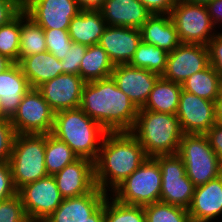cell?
<instances>
[{"label":"cell","instance_id":"6da1fadb","mask_svg":"<svg viewBox=\"0 0 222 222\" xmlns=\"http://www.w3.org/2000/svg\"><path fill=\"white\" fill-rule=\"evenodd\" d=\"M79 108L108 132L131 131L139 112L112 76L86 82Z\"/></svg>","mask_w":222,"mask_h":222},{"label":"cell","instance_id":"7a4b0ae2","mask_svg":"<svg viewBox=\"0 0 222 222\" xmlns=\"http://www.w3.org/2000/svg\"><path fill=\"white\" fill-rule=\"evenodd\" d=\"M148 158L130 131L107 132L96 161L95 183L110 193Z\"/></svg>","mask_w":222,"mask_h":222},{"label":"cell","instance_id":"3957f363","mask_svg":"<svg viewBox=\"0 0 222 222\" xmlns=\"http://www.w3.org/2000/svg\"><path fill=\"white\" fill-rule=\"evenodd\" d=\"M108 131L82 109L55 112L51 134L65 142L78 158L96 161Z\"/></svg>","mask_w":222,"mask_h":222},{"label":"cell","instance_id":"277c9868","mask_svg":"<svg viewBox=\"0 0 222 222\" xmlns=\"http://www.w3.org/2000/svg\"><path fill=\"white\" fill-rule=\"evenodd\" d=\"M148 157L177 154L183 135L176 115L139 109L130 131Z\"/></svg>","mask_w":222,"mask_h":222},{"label":"cell","instance_id":"5b68a950","mask_svg":"<svg viewBox=\"0 0 222 222\" xmlns=\"http://www.w3.org/2000/svg\"><path fill=\"white\" fill-rule=\"evenodd\" d=\"M9 164L17 191L47 176L45 134H16Z\"/></svg>","mask_w":222,"mask_h":222},{"label":"cell","instance_id":"8992f818","mask_svg":"<svg viewBox=\"0 0 222 222\" xmlns=\"http://www.w3.org/2000/svg\"><path fill=\"white\" fill-rule=\"evenodd\" d=\"M177 155L183 160L187 177L200 186L222 174V164L206 134H183Z\"/></svg>","mask_w":222,"mask_h":222},{"label":"cell","instance_id":"52a82bcc","mask_svg":"<svg viewBox=\"0 0 222 222\" xmlns=\"http://www.w3.org/2000/svg\"><path fill=\"white\" fill-rule=\"evenodd\" d=\"M161 169L153 157H148L130 176L109 195L117 201L145 206L160 201Z\"/></svg>","mask_w":222,"mask_h":222},{"label":"cell","instance_id":"ba28073f","mask_svg":"<svg viewBox=\"0 0 222 222\" xmlns=\"http://www.w3.org/2000/svg\"><path fill=\"white\" fill-rule=\"evenodd\" d=\"M170 17L181 43L208 45L217 33L206 5L178 0Z\"/></svg>","mask_w":222,"mask_h":222},{"label":"cell","instance_id":"9c48e42d","mask_svg":"<svg viewBox=\"0 0 222 222\" xmlns=\"http://www.w3.org/2000/svg\"><path fill=\"white\" fill-rule=\"evenodd\" d=\"M161 169L160 201L188 209L195 186L187 177L183 160L177 155L153 157Z\"/></svg>","mask_w":222,"mask_h":222},{"label":"cell","instance_id":"30bf717a","mask_svg":"<svg viewBox=\"0 0 222 222\" xmlns=\"http://www.w3.org/2000/svg\"><path fill=\"white\" fill-rule=\"evenodd\" d=\"M54 114L41 93L31 88L10 120L16 134H48L53 129Z\"/></svg>","mask_w":222,"mask_h":222},{"label":"cell","instance_id":"8fae6325","mask_svg":"<svg viewBox=\"0 0 222 222\" xmlns=\"http://www.w3.org/2000/svg\"><path fill=\"white\" fill-rule=\"evenodd\" d=\"M30 222H43L61 204L63 197L53 175L24 185L17 191Z\"/></svg>","mask_w":222,"mask_h":222},{"label":"cell","instance_id":"7c38bea8","mask_svg":"<svg viewBox=\"0 0 222 222\" xmlns=\"http://www.w3.org/2000/svg\"><path fill=\"white\" fill-rule=\"evenodd\" d=\"M23 10L43 29L61 30L81 11L76 0H23Z\"/></svg>","mask_w":222,"mask_h":222},{"label":"cell","instance_id":"4fadbf2b","mask_svg":"<svg viewBox=\"0 0 222 222\" xmlns=\"http://www.w3.org/2000/svg\"><path fill=\"white\" fill-rule=\"evenodd\" d=\"M208 65L209 50L207 45L181 43L168 53L166 69L162 77L182 84L192 74L202 71Z\"/></svg>","mask_w":222,"mask_h":222},{"label":"cell","instance_id":"5bb4252c","mask_svg":"<svg viewBox=\"0 0 222 222\" xmlns=\"http://www.w3.org/2000/svg\"><path fill=\"white\" fill-rule=\"evenodd\" d=\"M183 134H205L216 121L215 102L182 90L176 113Z\"/></svg>","mask_w":222,"mask_h":222},{"label":"cell","instance_id":"9a60e30c","mask_svg":"<svg viewBox=\"0 0 222 222\" xmlns=\"http://www.w3.org/2000/svg\"><path fill=\"white\" fill-rule=\"evenodd\" d=\"M85 83L80 75L64 73L42 83L36 89L49 103L50 108L58 112L79 108Z\"/></svg>","mask_w":222,"mask_h":222},{"label":"cell","instance_id":"2e32d148","mask_svg":"<svg viewBox=\"0 0 222 222\" xmlns=\"http://www.w3.org/2000/svg\"><path fill=\"white\" fill-rule=\"evenodd\" d=\"M112 78L118 88L123 91L138 108H142L148 100L157 79L160 75L133 67L130 64L114 66Z\"/></svg>","mask_w":222,"mask_h":222},{"label":"cell","instance_id":"e0dca14e","mask_svg":"<svg viewBox=\"0 0 222 222\" xmlns=\"http://www.w3.org/2000/svg\"><path fill=\"white\" fill-rule=\"evenodd\" d=\"M53 177L64 199L82 196L96 187L94 162L86 158H78Z\"/></svg>","mask_w":222,"mask_h":222},{"label":"cell","instance_id":"ac0fdd59","mask_svg":"<svg viewBox=\"0 0 222 222\" xmlns=\"http://www.w3.org/2000/svg\"><path fill=\"white\" fill-rule=\"evenodd\" d=\"M141 41L140 29L107 25L98 44L116 66L129 64Z\"/></svg>","mask_w":222,"mask_h":222},{"label":"cell","instance_id":"d6986e66","mask_svg":"<svg viewBox=\"0 0 222 222\" xmlns=\"http://www.w3.org/2000/svg\"><path fill=\"white\" fill-rule=\"evenodd\" d=\"M187 210L193 222H214L222 216V174L195 187Z\"/></svg>","mask_w":222,"mask_h":222},{"label":"cell","instance_id":"ffe728a7","mask_svg":"<svg viewBox=\"0 0 222 222\" xmlns=\"http://www.w3.org/2000/svg\"><path fill=\"white\" fill-rule=\"evenodd\" d=\"M108 193L97 186L89 193L65 198L43 222H86L105 201Z\"/></svg>","mask_w":222,"mask_h":222},{"label":"cell","instance_id":"44dd1931","mask_svg":"<svg viewBox=\"0 0 222 222\" xmlns=\"http://www.w3.org/2000/svg\"><path fill=\"white\" fill-rule=\"evenodd\" d=\"M31 89L18 63L0 73L1 117L11 119L24 95Z\"/></svg>","mask_w":222,"mask_h":222},{"label":"cell","instance_id":"7402d4cb","mask_svg":"<svg viewBox=\"0 0 222 222\" xmlns=\"http://www.w3.org/2000/svg\"><path fill=\"white\" fill-rule=\"evenodd\" d=\"M108 26L140 29L151 13L138 0H105L100 10Z\"/></svg>","mask_w":222,"mask_h":222},{"label":"cell","instance_id":"603a6c76","mask_svg":"<svg viewBox=\"0 0 222 222\" xmlns=\"http://www.w3.org/2000/svg\"><path fill=\"white\" fill-rule=\"evenodd\" d=\"M140 32L143 42L164 49L168 53L181 44L170 14H151L141 26Z\"/></svg>","mask_w":222,"mask_h":222},{"label":"cell","instance_id":"cb8c5ba5","mask_svg":"<svg viewBox=\"0 0 222 222\" xmlns=\"http://www.w3.org/2000/svg\"><path fill=\"white\" fill-rule=\"evenodd\" d=\"M18 64L31 88L63 74L62 62L48 51L24 57Z\"/></svg>","mask_w":222,"mask_h":222},{"label":"cell","instance_id":"d4e9b609","mask_svg":"<svg viewBox=\"0 0 222 222\" xmlns=\"http://www.w3.org/2000/svg\"><path fill=\"white\" fill-rule=\"evenodd\" d=\"M106 26L101 11L81 10L71 20L68 33L74 43L91 46L98 44Z\"/></svg>","mask_w":222,"mask_h":222},{"label":"cell","instance_id":"484cf974","mask_svg":"<svg viewBox=\"0 0 222 222\" xmlns=\"http://www.w3.org/2000/svg\"><path fill=\"white\" fill-rule=\"evenodd\" d=\"M181 91V84L160 76L150 92L147 102L139 109L176 115Z\"/></svg>","mask_w":222,"mask_h":222},{"label":"cell","instance_id":"4316f807","mask_svg":"<svg viewBox=\"0 0 222 222\" xmlns=\"http://www.w3.org/2000/svg\"><path fill=\"white\" fill-rule=\"evenodd\" d=\"M114 64L107 52L99 45L88 46L80 63L79 75L85 82L108 78L112 75Z\"/></svg>","mask_w":222,"mask_h":222},{"label":"cell","instance_id":"83f0119b","mask_svg":"<svg viewBox=\"0 0 222 222\" xmlns=\"http://www.w3.org/2000/svg\"><path fill=\"white\" fill-rule=\"evenodd\" d=\"M220 75L209 64L200 72L192 74L181 85L182 90L215 102L220 95Z\"/></svg>","mask_w":222,"mask_h":222},{"label":"cell","instance_id":"f1b7e54d","mask_svg":"<svg viewBox=\"0 0 222 222\" xmlns=\"http://www.w3.org/2000/svg\"><path fill=\"white\" fill-rule=\"evenodd\" d=\"M47 51L44 29L37 25L26 12H21L19 62L29 55Z\"/></svg>","mask_w":222,"mask_h":222},{"label":"cell","instance_id":"f546056e","mask_svg":"<svg viewBox=\"0 0 222 222\" xmlns=\"http://www.w3.org/2000/svg\"><path fill=\"white\" fill-rule=\"evenodd\" d=\"M78 159L73 150L51 133L45 134V166L48 175H54Z\"/></svg>","mask_w":222,"mask_h":222},{"label":"cell","instance_id":"4dcf8cb0","mask_svg":"<svg viewBox=\"0 0 222 222\" xmlns=\"http://www.w3.org/2000/svg\"><path fill=\"white\" fill-rule=\"evenodd\" d=\"M167 57L168 52L164 49L141 41L129 64L162 76L166 69Z\"/></svg>","mask_w":222,"mask_h":222},{"label":"cell","instance_id":"1f68e13d","mask_svg":"<svg viewBox=\"0 0 222 222\" xmlns=\"http://www.w3.org/2000/svg\"><path fill=\"white\" fill-rule=\"evenodd\" d=\"M104 222H146L144 208L123 204L108 194L104 201Z\"/></svg>","mask_w":222,"mask_h":222},{"label":"cell","instance_id":"d6a6232c","mask_svg":"<svg viewBox=\"0 0 222 222\" xmlns=\"http://www.w3.org/2000/svg\"><path fill=\"white\" fill-rule=\"evenodd\" d=\"M146 222H191V217L186 208L167 204L164 202H154L143 206Z\"/></svg>","mask_w":222,"mask_h":222},{"label":"cell","instance_id":"836d02e7","mask_svg":"<svg viewBox=\"0 0 222 222\" xmlns=\"http://www.w3.org/2000/svg\"><path fill=\"white\" fill-rule=\"evenodd\" d=\"M21 13L0 27V54L13 63H19Z\"/></svg>","mask_w":222,"mask_h":222},{"label":"cell","instance_id":"e575fe53","mask_svg":"<svg viewBox=\"0 0 222 222\" xmlns=\"http://www.w3.org/2000/svg\"><path fill=\"white\" fill-rule=\"evenodd\" d=\"M44 34L47 51L61 61L73 43L68 30L44 29Z\"/></svg>","mask_w":222,"mask_h":222},{"label":"cell","instance_id":"d590c367","mask_svg":"<svg viewBox=\"0 0 222 222\" xmlns=\"http://www.w3.org/2000/svg\"><path fill=\"white\" fill-rule=\"evenodd\" d=\"M0 222H30L18 193L0 201Z\"/></svg>","mask_w":222,"mask_h":222},{"label":"cell","instance_id":"8d00e7d4","mask_svg":"<svg viewBox=\"0 0 222 222\" xmlns=\"http://www.w3.org/2000/svg\"><path fill=\"white\" fill-rule=\"evenodd\" d=\"M15 136L11 120L0 117V162H9Z\"/></svg>","mask_w":222,"mask_h":222},{"label":"cell","instance_id":"74e56055","mask_svg":"<svg viewBox=\"0 0 222 222\" xmlns=\"http://www.w3.org/2000/svg\"><path fill=\"white\" fill-rule=\"evenodd\" d=\"M88 46L72 43L68 51L65 53L64 58L61 60L63 74H76L79 75L80 63L83 59Z\"/></svg>","mask_w":222,"mask_h":222},{"label":"cell","instance_id":"f35d334b","mask_svg":"<svg viewBox=\"0 0 222 222\" xmlns=\"http://www.w3.org/2000/svg\"><path fill=\"white\" fill-rule=\"evenodd\" d=\"M17 194L9 162H0V201Z\"/></svg>","mask_w":222,"mask_h":222},{"label":"cell","instance_id":"ab89813d","mask_svg":"<svg viewBox=\"0 0 222 222\" xmlns=\"http://www.w3.org/2000/svg\"><path fill=\"white\" fill-rule=\"evenodd\" d=\"M209 64L222 78V32H217L208 43Z\"/></svg>","mask_w":222,"mask_h":222},{"label":"cell","instance_id":"60d3db41","mask_svg":"<svg viewBox=\"0 0 222 222\" xmlns=\"http://www.w3.org/2000/svg\"><path fill=\"white\" fill-rule=\"evenodd\" d=\"M23 11V0H0V27L14 20Z\"/></svg>","mask_w":222,"mask_h":222},{"label":"cell","instance_id":"b9f144b4","mask_svg":"<svg viewBox=\"0 0 222 222\" xmlns=\"http://www.w3.org/2000/svg\"><path fill=\"white\" fill-rule=\"evenodd\" d=\"M151 14H170L178 0H138Z\"/></svg>","mask_w":222,"mask_h":222},{"label":"cell","instance_id":"7bdbcfd3","mask_svg":"<svg viewBox=\"0 0 222 222\" xmlns=\"http://www.w3.org/2000/svg\"><path fill=\"white\" fill-rule=\"evenodd\" d=\"M205 134L222 164V124L215 123Z\"/></svg>","mask_w":222,"mask_h":222},{"label":"cell","instance_id":"ee69618b","mask_svg":"<svg viewBox=\"0 0 222 222\" xmlns=\"http://www.w3.org/2000/svg\"><path fill=\"white\" fill-rule=\"evenodd\" d=\"M206 7L215 28L222 27V0H213L210 3H208Z\"/></svg>","mask_w":222,"mask_h":222},{"label":"cell","instance_id":"f6af8a7d","mask_svg":"<svg viewBox=\"0 0 222 222\" xmlns=\"http://www.w3.org/2000/svg\"><path fill=\"white\" fill-rule=\"evenodd\" d=\"M81 10L100 11L105 0H76Z\"/></svg>","mask_w":222,"mask_h":222},{"label":"cell","instance_id":"bcb514c9","mask_svg":"<svg viewBox=\"0 0 222 222\" xmlns=\"http://www.w3.org/2000/svg\"><path fill=\"white\" fill-rule=\"evenodd\" d=\"M86 222H104V203L87 218Z\"/></svg>","mask_w":222,"mask_h":222},{"label":"cell","instance_id":"7dc6e473","mask_svg":"<svg viewBox=\"0 0 222 222\" xmlns=\"http://www.w3.org/2000/svg\"><path fill=\"white\" fill-rule=\"evenodd\" d=\"M215 112H216V121L219 124H222V96L219 97L215 101Z\"/></svg>","mask_w":222,"mask_h":222},{"label":"cell","instance_id":"c3c4849f","mask_svg":"<svg viewBox=\"0 0 222 222\" xmlns=\"http://www.w3.org/2000/svg\"><path fill=\"white\" fill-rule=\"evenodd\" d=\"M12 64L13 62L11 60H9L7 57L0 54V73L4 72Z\"/></svg>","mask_w":222,"mask_h":222},{"label":"cell","instance_id":"681fc988","mask_svg":"<svg viewBox=\"0 0 222 222\" xmlns=\"http://www.w3.org/2000/svg\"><path fill=\"white\" fill-rule=\"evenodd\" d=\"M182 1L195 3V4H200V5H207L208 3H210L213 0H182Z\"/></svg>","mask_w":222,"mask_h":222},{"label":"cell","instance_id":"f907efd6","mask_svg":"<svg viewBox=\"0 0 222 222\" xmlns=\"http://www.w3.org/2000/svg\"><path fill=\"white\" fill-rule=\"evenodd\" d=\"M220 95L222 96V78H221V82H220Z\"/></svg>","mask_w":222,"mask_h":222},{"label":"cell","instance_id":"816d5d0a","mask_svg":"<svg viewBox=\"0 0 222 222\" xmlns=\"http://www.w3.org/2000/svg\"><path fill=\"white\" fill-rule=\"evenodd\" d=\"M0 117H1V96H0Z\"/></svg>","mask_w":222,"mask_h":222}]
</instances>
